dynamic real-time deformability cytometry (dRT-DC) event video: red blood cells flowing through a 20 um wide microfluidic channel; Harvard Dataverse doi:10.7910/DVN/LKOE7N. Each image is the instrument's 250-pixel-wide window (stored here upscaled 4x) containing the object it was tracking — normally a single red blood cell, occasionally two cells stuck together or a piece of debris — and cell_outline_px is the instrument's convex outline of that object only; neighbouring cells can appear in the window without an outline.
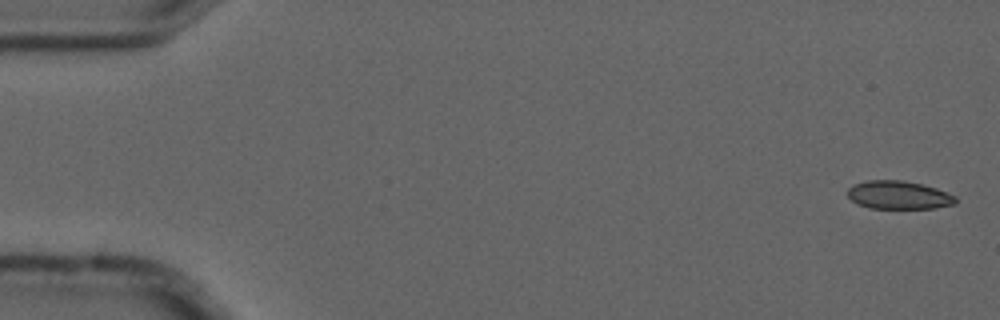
{"species": "common noctule bat (a hibernating species)", "species_latin": "Nyctalus noctula", "temperature_condition": "cold", "stored_images_in_passage": 4, "camera_frame_rate_fps": 3000, "um_per_image_px": 0.085, "animal": {"sex": "male", "forearm_length_mm": 52.5}, "frame": {"image": 1, "passage_image": 1, "time_ms": 0.0, "image_size_px": [1000, 320], "cell_outline_px": [[956, 204], [936, 208], [868, 208], [856, 204], [848, 196], [848, 188], [852, 184], [868, 180], [904, 180], [936, 188], [956, 196]], "centroid_in_image_um": [76.37, 16.58], "position_along_channel_um": 8.6, "area_um2": 17.86}}
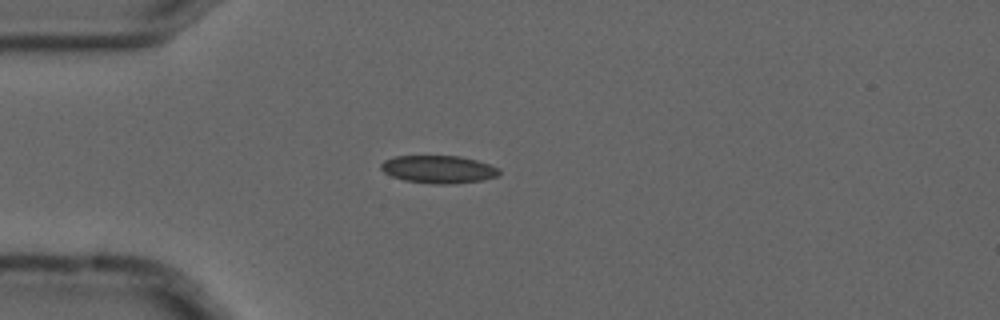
{"frame": {"image": 2, "passage_image": 4, "time_ms": 1.0, "image_size_px": [1000, 320], "cell_outline_px": [[500, 172], [496, 176], [484, 180], [452, 184], [432, 184], [404, 180], [392, 176], [384, 172], [380, 168], [380, 164], [384, 160], [396, 156], [460, 156], [476, 160], [500, 168]], "centroid_in_image_um": [37.27, 14.39], "position_along_channel_um": 47.7, "area_um2": 19.13}}